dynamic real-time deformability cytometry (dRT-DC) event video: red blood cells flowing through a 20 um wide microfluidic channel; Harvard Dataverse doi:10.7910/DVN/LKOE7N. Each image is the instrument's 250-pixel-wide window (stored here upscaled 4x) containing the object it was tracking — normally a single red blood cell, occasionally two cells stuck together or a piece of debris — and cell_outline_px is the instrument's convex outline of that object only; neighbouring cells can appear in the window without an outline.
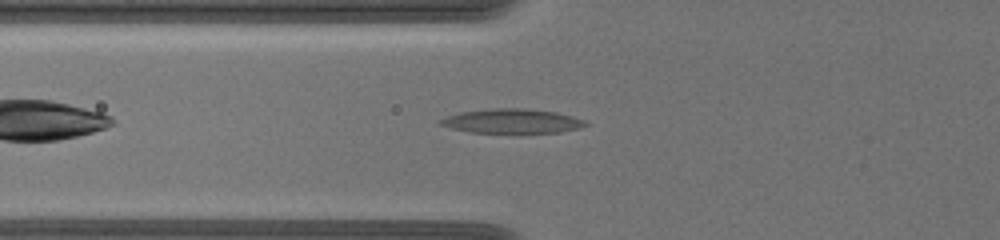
{"species": "common noctule bat (a hibernating species)", "species_latin": "Nyctalus noctula", "temperature_condition": "warm", "stored_images_in_passage": 15, "camera_frame_rate_fps": 3000, "um_per_image_px": 0.085, "animal": {"sex": "female", "body_mass_g": 19.5, "forearm_length_mm": 54.1}, "frame": {"image": 1, "passage_image": 4, "time_ms": 1.333, "image_size_px": [1000, 240], "cell_outline_px": [[588, 124], [580, 128], [560, 132], [468, 132], [452, 128], [440, 124], [436, 120], [460, 112], [492, 108], [524, 108], [556, 112], [572, 116], [584, 120]], "centroid_in_image_um": [43.51, 10.28], "position_along_channel_um": 82.3, "area_um2": 20.4}}
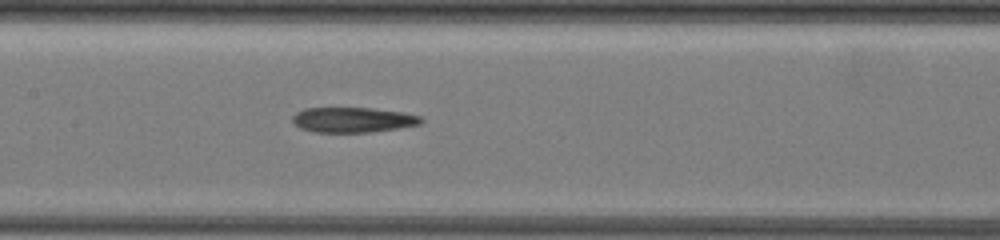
{"frame": {"image": 2, "passage_image": 11, "time_ms": 4.0, "image_size_px": [1000, 240], "cell_outline_px": [[424, 120], [420, 124], [396, 128], [368, 132], [316, 132], [300, 128], [292, 120], [292, 116], [296, 112], [304, 108], [372, 108], [404, 112], [420, 116]], "centroid_in_image_um": [29.99, 10.17], "position_along_channel_um": 177.4, "area_um2": 18.73}}
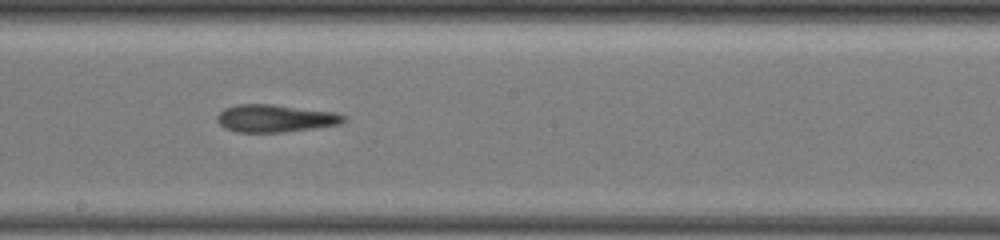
{"frame": {"image": 3, "passage_image": 14, "time_ms": 5.333, "image_size_px": [1000, 240], "cell_outline_px": [[348, 116], [340, 124], [316, 128], [284, 132], [236, 132], [224, 128], [216, 120], [216, 116], [224, 108], [236, 104], [272, 104], [336, 112]], "centroid_in_image_um": [23.39, 10.06], "position_along_channel_um": 224.8, "area_um2": 20.52}}